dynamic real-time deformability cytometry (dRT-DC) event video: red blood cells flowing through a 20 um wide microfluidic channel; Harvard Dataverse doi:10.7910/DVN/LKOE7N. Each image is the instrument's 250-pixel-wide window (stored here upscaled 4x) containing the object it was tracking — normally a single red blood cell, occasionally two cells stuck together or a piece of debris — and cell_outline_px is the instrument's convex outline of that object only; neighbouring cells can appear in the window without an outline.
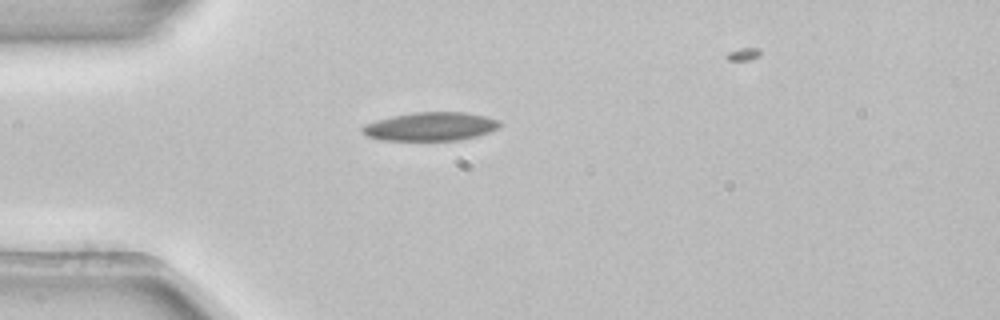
{"species": "common noctule bat (a hibernating species)", "species_latin": "Nyctalus noctula", "temperature_condition": "room temperature", "stored_images_in_passage": 34, "camera_frame_rate_fps": 3000, "um_per_image_px": 0.085, "animal": {"sex": "female", "body_mass_g": 22.7, "forearm_length_mm": 54.2}, "frame": {"image": 1, "passage_image": 1, "time_ms": 0.0, "image_size_px": [1000, 320], "cell_outline_px": [[500, 124], [496, 128], [488, 132], [476, 136], [460, 140], [380, 140], [364, 136], [360, 132], [360, 128], [364, 124], [392, 116], [416, 112], [464, 112], [488, 116], [500, 120]], "centroid_in_image_um": [36.55, 10.75], "position_along_channel_um": 48.4, "area_um2": 22.95}}
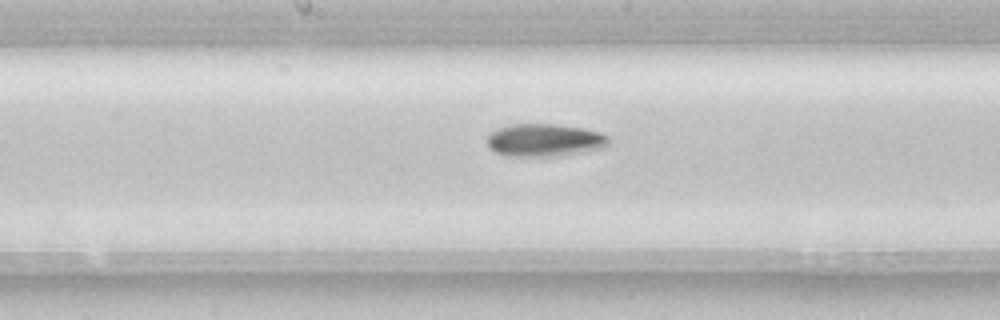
{"frame": {"image": 2, "passage_image": 14, "time_ms": 4.333, "image_size_px": [1000, 320], "cell_outline_px": [[608, 144], [604, 148], [556, 156], [508, 156], [496, 152], [488, 144], [488, 136], [492, 132], [508, 124], [556, 124], [584, 128], [600, 132], [608, 136]], "centroid_in_image_um": [46.31, 11.9], "position_along_channel_um": 201.9, "area_um2": 23.0}}
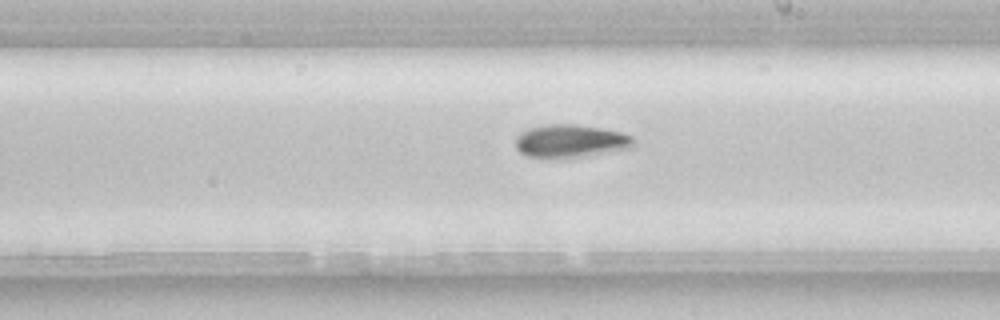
{"frame": {"image": 3, "passage_image": 17, "time_ms": 5.333, "image_size_px": [1000, 320], "cell_outline_px": [[636, 140], [632, 148], [584, 156], [556, 160], [528, 156], [520, 152], [516, 148], [516, 136], [520, 132], [544, 124], [576, 124], [600, 128], [620, 132], [632, 136]], "centroid_in_image_um": [48.49, 12.01], "position_along_channel_um": 240.5, "area_um2": 23.06}}